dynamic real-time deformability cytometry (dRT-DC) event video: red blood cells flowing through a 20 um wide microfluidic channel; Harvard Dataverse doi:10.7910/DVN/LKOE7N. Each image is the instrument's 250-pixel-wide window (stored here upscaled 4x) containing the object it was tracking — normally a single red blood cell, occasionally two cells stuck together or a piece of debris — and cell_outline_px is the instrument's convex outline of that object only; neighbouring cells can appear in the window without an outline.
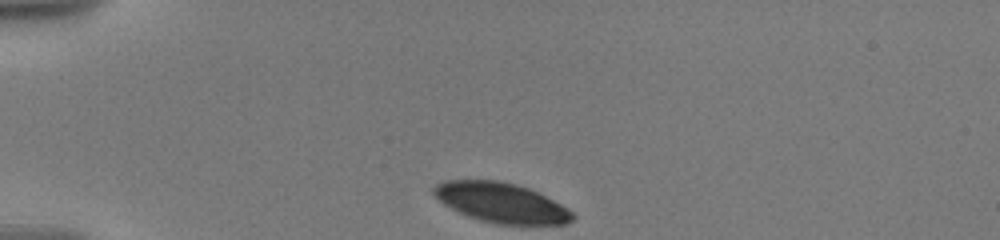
{"species": "human", "species_latin": "Homo sapiens", "temperature_condition": "warm", "stored_images_in_passage": 10, "camera_frame_rate_fps": 3000, "um_per_image_px": 0.085, "donor": {"sex": "male"}, "frame": {"image": 1, "passage_image": 1, "time_ms": 0.0, "image_size_px": [1000, 240], "cell_outline_px": [[576, 216], [572, 220], [564, 224], [496, 224], [480, 220], [468, 216], [444, 204], [432, 192], [432, 188], [436, 184], [444, 180], [496, 180], [516, 184], [528, 188], [568, 208]], "centroid_in_image_um": [42.59, 17.22], "position_along_channel_um": 42.4, "area_um2": 31.91}}
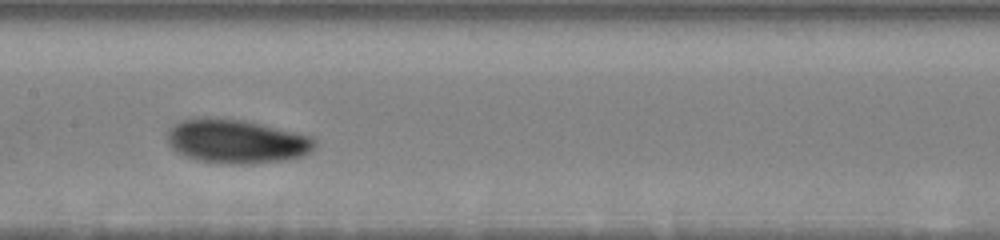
{"frame": {"image": 2, "passage_image": 6, "time_ms": 5.333, "image_size_px": [1000, 240], "cell_outline_px": [[316, 148], [312, 152], [304, 156], [288, 160], [252, 164], [228, 164], [196, 160], [184, 156], [176, 152], [168, 144], [168, 128], [172, 124], [184, 120], [204, 116], [244, 120], [312, 136], [316, 140]], "centroid_in_image_um": [20.12, 12.02], "position_along_channel_um": 187.3, "area_um2": 38.44}}
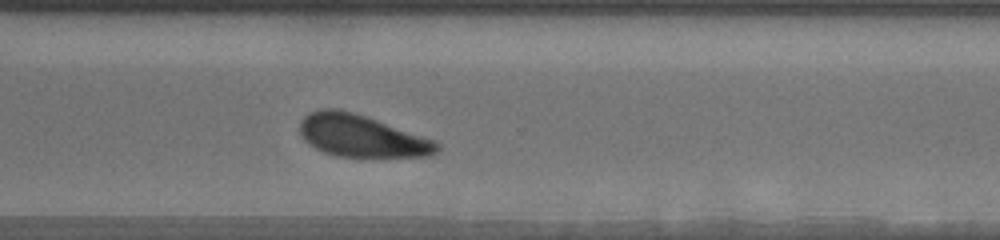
{"frame": {"image": 3, "passage_image": 10, "time_ms": 9.667, "image_size_px": [1000, 240], "cell_outline_px": [[440, 148], [436, 152], [428, 156], [336, 156], [324, 152], [308, 144], [304, 140], [300, 132], [300, 120], [304, 116], [320, 108], [336, 108], [352, 112], [364, 116], [432, 140], [440, 144]], "centroid_in_image_um": [30.65, 11.55], "position_along_channel_um": 339.9, "area_um2": 32.89}}